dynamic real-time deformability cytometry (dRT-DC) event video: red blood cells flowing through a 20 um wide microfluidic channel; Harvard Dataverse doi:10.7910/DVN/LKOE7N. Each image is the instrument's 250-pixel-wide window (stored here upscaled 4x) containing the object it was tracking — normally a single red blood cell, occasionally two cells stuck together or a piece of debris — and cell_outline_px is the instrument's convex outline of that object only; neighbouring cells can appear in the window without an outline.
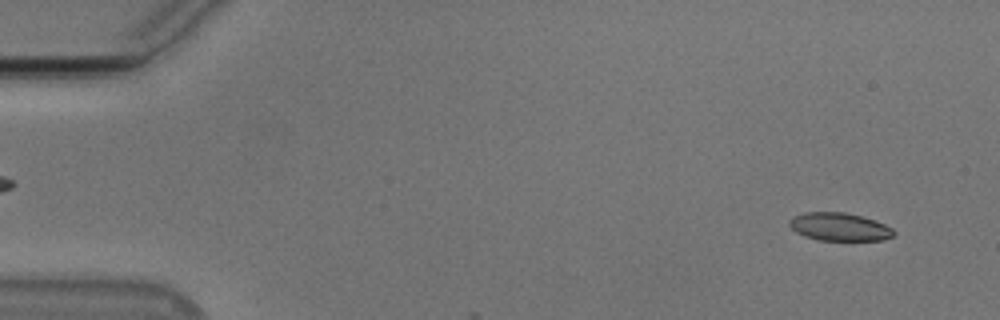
{"species": "Egyptian fruit bat (a non-hibernating species)", "species_latin": "Rousettus aegyptiacus", "temperature_condition": "cold", "stored_images_in_passage": 5, "camera_frame_rate_fps": 3000, "um_per_image_px": 0.085, "animal": {"sex": "male"}, "frame": {"image": 1, "passage_image": 3, "time_ms": 0.667, "image_size_px": [1000, 320], "cell_outline_px": [[896, 232], [892, 236], [884, 240], [816, 240], [804, 236], [796, 232], [788, 224], [788, 220], [792, 216], [804, 212], [844, 212], [860, 216], [884, 224], [892, 228]], "centroid_in_image_um": [71.3, 19.28], "position_along_channel_um": 13.7, "area_um2": 17.05}}